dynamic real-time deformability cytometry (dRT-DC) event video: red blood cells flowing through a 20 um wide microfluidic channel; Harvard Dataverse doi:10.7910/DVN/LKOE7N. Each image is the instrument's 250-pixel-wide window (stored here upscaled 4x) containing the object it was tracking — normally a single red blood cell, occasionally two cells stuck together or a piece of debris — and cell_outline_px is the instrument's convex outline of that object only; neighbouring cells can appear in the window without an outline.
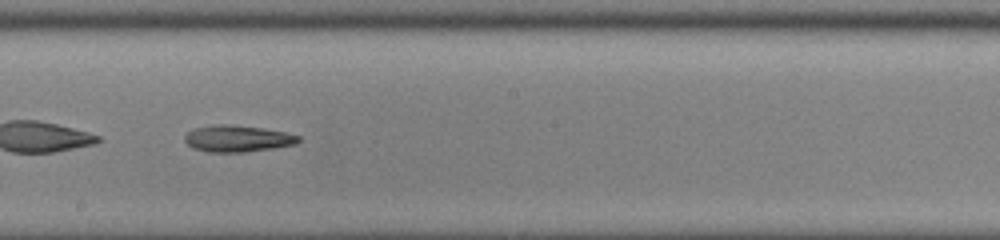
{"species": "common noctule bat (a hibernating species)", "species_latin": "Nyctalus noctula", "temperature_condition": "cold", "stored_images_in_passage": 51, "camera_frame_rate_fps": 3000, "um_per_image_px": 0.085, "animal": {"sex": "male", "body_mass_g": 13.0, "forearm_length_mm": 53.1}, "frame": {"image": 1, "passage_image": 30, "time_ms": 9.667, "image_size_px": [1000, 240], "cell_outline_px": [[300, 140], [296, 144], [272, 148], [244, 152], [208, 152], [192, 148], [184, 140], [184, 136], [192, 128], [212, 124], [228, 124], [260, 128], [284, 132], [300, 136]], "centroid_in_image_um": [20.13, 11.77], "position_along_channel_um": 228.1, "area_um2": 17.63}}
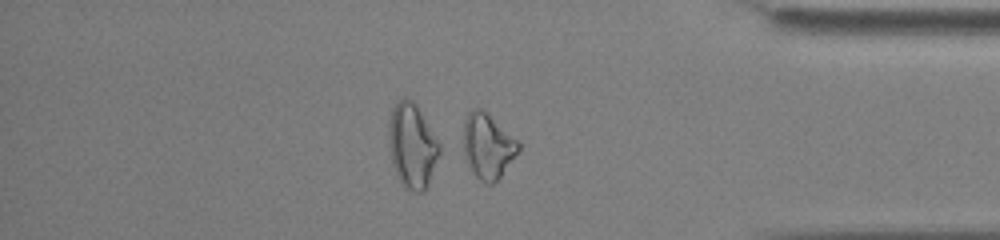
{"frame": {"image": 2, "passage_image": 44, "time_ms": 14.333, "image_size_px": [1000, 240], "cell_outline_px": [[520, 148], [500, 176], [492, 184], [484, 184], [472, 172], [468, 164], [464, 152], [464, 120], [468, 112], [472, 108], [480, 108], [516, 140], [520, 144]], "centroid_in_image_um": [41.42, 12.43], "position_along_channel_um": 393.8, "area_um2": 20.17}, "authors_computed_cell_mechanics": {"area_um2": 19.941, "velocity_mm_per_s": 3.9054, "shape_relaxation_time_tau1_ms": 4.7836, "shape_relaxation_time_tau2_ms": null, "deformation_change_tau1": 0.1413, "deformation_change_tau2": null}}